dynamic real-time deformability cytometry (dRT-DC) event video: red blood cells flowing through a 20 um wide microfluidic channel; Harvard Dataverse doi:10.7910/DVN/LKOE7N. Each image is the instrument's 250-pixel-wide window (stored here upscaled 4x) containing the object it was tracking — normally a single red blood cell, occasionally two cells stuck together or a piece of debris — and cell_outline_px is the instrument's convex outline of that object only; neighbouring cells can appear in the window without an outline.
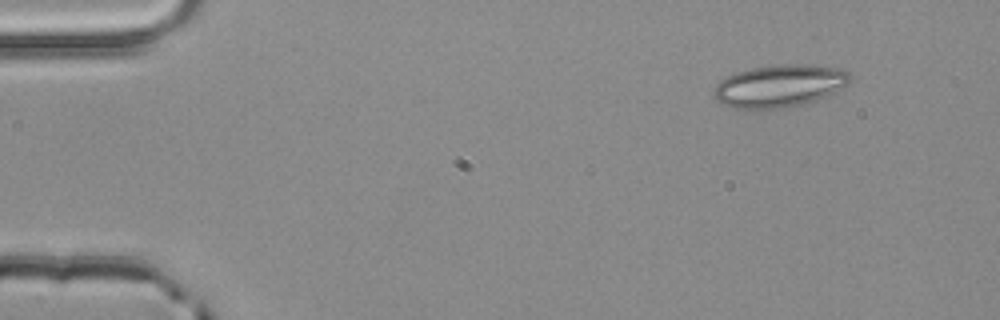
{"species": "common noctule bat (a hibernating species)", "species_latin": "Nyctalus noctula", "temperature_condition": "room temperature", "stored_images_in_passage": 4, "segment_of_instrument_passage": [2, 2], "camera_frame_rate_fps": 3000, "um_per_image_px": 0.085, "animal": {"sex": "male", "body_mass_g": 20.4}, "frame": {"image": 1, "passage_image": 4, "time_ms": 1.0, "image_size_px": [1000, 320], "cell_outline_px": [[852, 80], [848, 84], [808, 104], [788, 108], [732, 108], [716, 100], [712, 92], [716, 84], [720, 80], [736, 72], [752, 68], [776, 64], [812, 64], [840, 68], [848, 72], [852, 76]], "centroid_in_image_um": [66.27, 7.29], "position_along_channel_um": 18.7, "area_um2": 33.93}}